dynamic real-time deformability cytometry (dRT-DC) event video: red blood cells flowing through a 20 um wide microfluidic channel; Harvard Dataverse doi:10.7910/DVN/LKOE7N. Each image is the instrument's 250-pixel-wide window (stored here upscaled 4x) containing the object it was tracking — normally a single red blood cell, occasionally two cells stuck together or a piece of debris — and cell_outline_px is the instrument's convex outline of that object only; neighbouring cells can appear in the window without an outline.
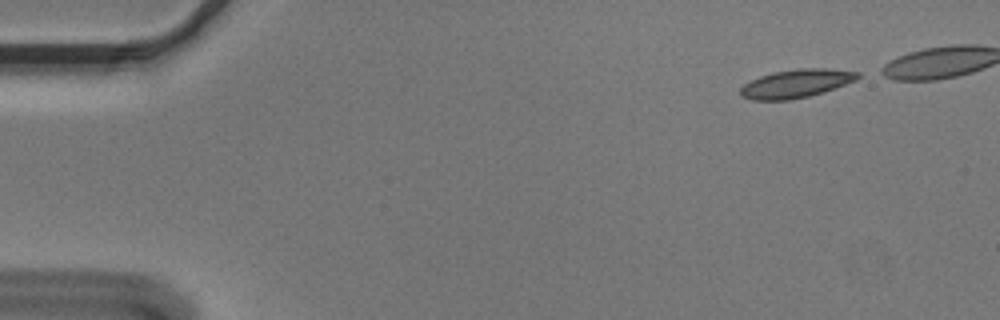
{"species": "Egyptian fruit bat (a non-hibernating species)", "species_latin": "Rousettus aegyptiacus", "temperature_condition": "cold", "stored_images_in_passage": 5, "camera_frame_rate_fps": 3000, "um_per_image_px": 0.085, "animal": {"sex": "male"}, "frame": {"image": 1, "passage_image": 1, "time_ms": 0.0, "image_size_px": [1000, 320], "cell_outline_px": [[860, 76], [856, 80], [824, 92], [808, 96], [788, 100], [752, 100], [740, 96], [740, 88], [744, 84], [760, 76], [772, 72], [800, 68], [828, 68], [860, 72]], "centroid_in_image_um": [67.67, 7.1], "position_along_channel_um": 17.3, "area_um2": 19.42}}